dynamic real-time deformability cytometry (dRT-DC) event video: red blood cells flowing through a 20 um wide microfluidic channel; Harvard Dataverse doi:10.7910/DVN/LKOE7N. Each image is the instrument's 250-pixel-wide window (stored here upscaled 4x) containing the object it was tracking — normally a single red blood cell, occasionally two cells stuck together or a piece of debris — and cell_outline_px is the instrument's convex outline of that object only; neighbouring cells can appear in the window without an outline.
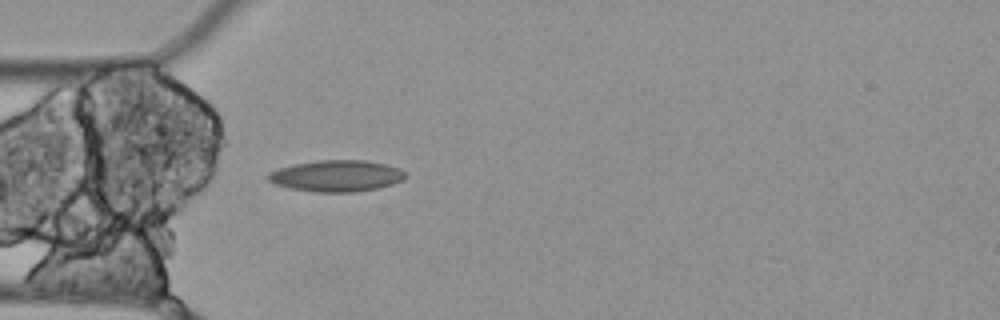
{"species": "Egyptian fruit bat (a non-hibernating species)", "species_latin": "Rousettus aegyptiacus", "temperature_condition": "cold", "stored_images_in_passage": 5, "camera_frame_rate_fps": 3000, "um_per_image_px": 0.085, "animal": {"sex": "female"}, "frame": {"image": 1, "passage_image": 5, "time_ms": 1.333, "image_size_px": [1000, 320], "cell_outline_px": [[408, 176], [404, 180], [392, 184], [376, 188], [356, 192], [312, 192], [288, 188], [276, 184], [268, 180], [264, 176], [268, 172], [292, 164], [316, 160], [364, 160], [384, 164], [400, 168], [408, 172]], "centroid_in_image_um": [28.6, 14.95], "position_along_channel_um": 56.4, "area_um2": 25.49}}